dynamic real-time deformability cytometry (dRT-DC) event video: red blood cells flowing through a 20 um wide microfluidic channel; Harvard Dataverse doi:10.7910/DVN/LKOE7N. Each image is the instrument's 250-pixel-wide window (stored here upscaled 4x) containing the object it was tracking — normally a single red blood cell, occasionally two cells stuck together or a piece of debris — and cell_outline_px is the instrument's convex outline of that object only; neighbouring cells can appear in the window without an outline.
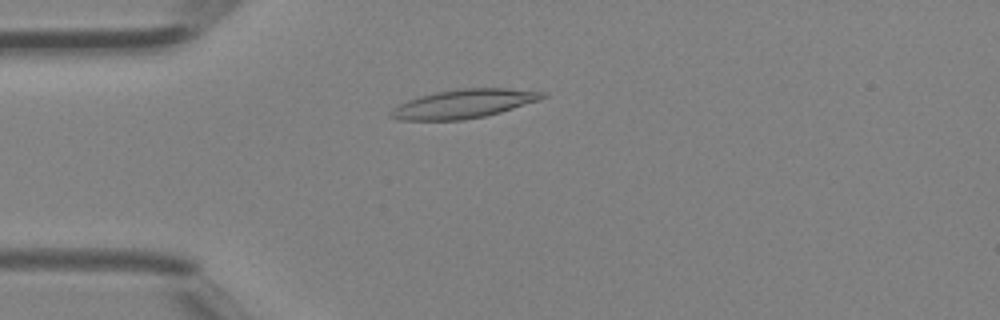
{"species": "Egyptian fruit bat (a non-hibernating species)", "species_latin": "Rousettus aegyptiacus", "temperature_condition": "room temperature", "stored_images_in_passage": 35, "camera_frame_rate_fps": 3000, "um_per_image_px": 0.085, "animal": {"sex": "female"}, "frame": {"image": 1, "passage_image": 4, "time_ms": 1.0, "image_size_px": [1000, 320], "cell_outline_px": [[548, 96], [540, 100], [500, 112], [484, 116], [464, 120], [396, 120], [388, 116], [388, 112], [392, 108], [408, 100], [420, 96], [436, 92], [460, 88], [508, 88], [544, 92]], "centroid_in_image_um": [39.39, 8.82], "position_along_channel_um": 45.6, "area_um2": 25.49}}
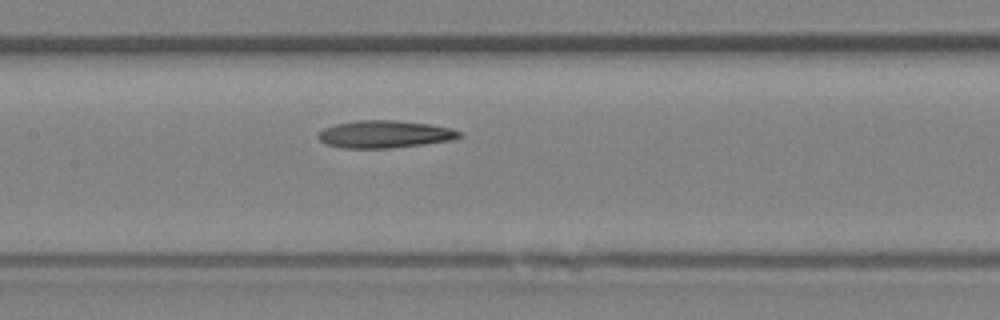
{"frame": {"image": 2, "passage_image": 13, "time_ms": 4.0, "image_size_px": [1000, 320], "cell_outline_px": [[464, 136], [452, 140], [392, 148], [340, 148], [324, 144], [316, 136], [324, 128], [336, 124], [356, 120], [396, 120], [428, 124], [452, 128], [464, 132]], "centroid_in_image_um": [32.71, 11.41], "position_along_channel_um": 174.7, "area_um2": 22.77}}
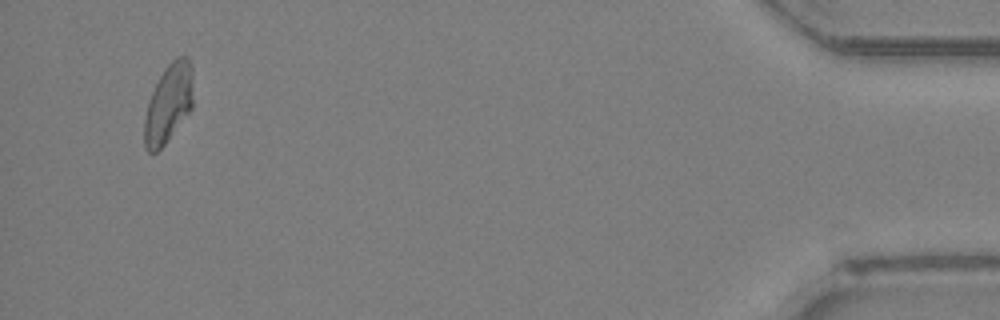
{"frame": {"image": 3, "passage_image": 33, "time_ms": 10.667, "image_size_px": [1000, 320], "cell_outline_px": [[192, 108], [164, 144], [156, 152], [148, 152], [144, 148], [144, 120], [148, 100], [164, 68], [176, 56], [188, 56], [192, 64]], "centroid_in_image_um": [14.31, 8.76], "position_along_channel_um": 420.9, "area_um2": 22.31}}